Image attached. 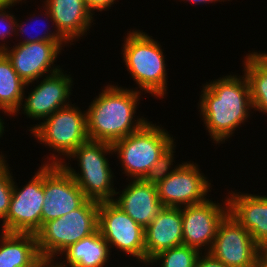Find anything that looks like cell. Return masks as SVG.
Listing matches in <instances>:
<instances>
[{"mask_svg": "<svg viewBox=\"0 0 267 267\" xmlns=\"http://www.w3.org/2000/svg\"><path fill=\"white\" fill-rule=\"evenodd\" d=\"M98 229L111 248L128 254L145 267V229L113 201L99 202Z\"/></svg>", "mask_w": 267, "mask_h": 267, "instance_id": "ba28073f", "label": "cell"}, {"mask_svg": "<svg viewBox=\"0 0 267 267\" xmlns=\"http://www.w3.org/2000/svg\"><path fill=\"white\" fill-rule=\"evenodd\" d=\"M43 6L52 16V27L68 43L67 46L69 43L70 46L74 45L72 42L86 36L87 31L96 24L93 22L94 14L84 0H44Z\"/></svg>", "mask_w": 267, "mask_h": 267, "instance_id": "2e32d148", "label": "cell"}, {"mask_svg": "<svg viewBox=\"0 0 267 267\" xmlns=\"http://www.w3.org/2000/svg\"><path fill=\"white\" fill-rule=\"evenodd\" d=\"M117 0H84L87 7L95 14L94 11L102 12L107 9H111L112 5L116 3Z\"/></svg>", "mask_w": 267, "mask_h": 267, "instance_id": "f546056e", "label": "cell"}, {"mask_svg": "<svg viewBox=\"0 0 267 267\" xmlns=\"http://www.w3.org/2000/svg\"><path fill=\"white\" fill-rule=\"evenodd\" d=\"M261 250L246 228L228 212L208 253L227 267H254Z\"/></svg>", "mask_w": 267, "mask_h": 267, "instance_id": "8fae6325", "label": "cell"}, {"mask_svg": "<svg viewBox=\"0 0 267 267\" xmlns=\"http://www.w3.org/2000/svg\"><path fill=\"white\" fill-rule=\"evenodd\" d=\"M211 185L198 164L186 161L156 186L164 207L181 208L206 201L207 193L212 190Z\"/></svg>", "mask_w": 267, "mask_h": 267, "instance_id": "30bf717a", "label": "cell"}, {"mask_svg": "<svg viewBox=\"0 0 267 267\" xmlns=\"http://www.w3.org/2000/svg\"><path fill=\"white\" fill-rule=\"evenodd\" d=\"M103 88L86 109L87 134L89 140L113 144L149 119L135 115L142 92L111 83Z\"/></svg>", "mask_w": 267, "mask_h": 267, "instance_id": "7a4b0ae2", "label": "cell"}, {"mask_svg": "<svg viewBox=\"0 0 267 267\" xmlns=\"http://www.w3.org/2000/svg\"><path fill=\"white\" fill-rule=\"evenodd\" d=\"M180 1H185V3L188 1V2H190V3H192V4H195V5H203V4H211V3H213L214 2V4H216L215 2H226V0H180ZM227 1H230V0H227Z\"/></svg>", "mask_w": 267, "mask_h": 267, "instance_id": "1f68e13d", "label": "cell"}, {"mask_svg": "<svg viewBox=\"0 0 267 267\" xmlns=\"http://www.w3.org/2000/svg\"><path fill=\"white\" fill-rule=\"evenodd\" d=\"M26 83L13 69L8 58L0 52V111L14 116L21 106Z\"/></svg>", "mask_w": 267, "mask_h": 267, "instance_id": "603a6c76", "label": "cell"}, {"mask_svg": "<svg viewBox=\"0 0 267 267\" xmlns=\"http://www.w3.org/2000/svg\"><path fill=\"white\" fill-rule=\"evenodd\" d=\"M17 5L12 3L10 5L0 7V52L5 50L8 45L5 43L7 38H11L12 35H16V21L17 17L10 12V8ZM9 9V11H8ZM3 42V43H2Z\"/></svg>", "mask_w": 267, "mask_h": 267, "instance_id": "83f0119b", "label": "cell"}, {"mask_svg": "<svg viewBox=\"0 0 267 267\" xmlns=\"http://www.w3.org/2000/svg\"><path fill=\"white\" fill-rule=\"evenodd\" d=\"M172 136V137H171ZM160 125L148 121L141 129L112 144L122 173L131 180L143 179L159 157L175 141Z\"/></svg>", "mask_w": 267, "mask_h": 267, "instance_id": "52a82bcc", "label": "cell"}, {"mask_svg": "<svg viewBox=\"0 0 267 267\" xmlns=\"http://www.w3.org/2000/svg\"><path fill=\"white\" fill-rule=\"evenodd\" d=\"M36 80L28 96L24 91L23 100L17 114L23 113L27 118L40 121L46 119L56 110L71 104L70 95L73 86L71 75L61 68L59 71ZM38 82V83H37ZM25 98V99H24ZM24 102V103H23Z\"/></svg>", "mask_w": 267, "mask_h": 267, "instance_id": "4fadbf2b", "label": "cell"}, {"mask_svg": "<svg viewBox=\"0 0 267 267\" xmlns=\"http://www.w3.org/2000/svg\"><path fill=\"white\" fill-rule=\"evenodd\" d=\"M6 154L0 152V221H3L9 212L13 193L12 169L5 158Z\"/></svg>", "mask_w": 267, "mask_h": 267, "instance_id": "4316f807", "label": "cell"}, {"mask_svg": "<svg viewBox=\"0 0 267 267\" xmlns=\"http://www.w3.org/2000/svg\"><path fill=\"white\" fill-rule=\"evenodd\" d=\"M262 250L267 254V245L263 247Z\"/></svg>", "mask_w": 267, "mask_h": 267, "instance_id": "8d00e7d4", "label": "cell"}, {"mask_svg": "<svg viewBox=\"0 0 267 267\" xmlns=\"http://www.w3.org/2000/svg\"><path fill=\"white\" fill-rule=\"evenodd\" d=\"M98 209L99 202L88 199L80 208L44 223L35 234L41 258L58 261L70 245L93 234L98 229Z\"/></svg>", "mask_w": 267, "mask_h": 267, "instance_id": "8992f818", "label": "cell"}, {"mask_svg": "<svg viewBox=\"0 0 267 267\" xmlns=\"http://www.w3.org/2000/svg\"><path fill=\"white\" fill-rule=\"evenodd\" d=\"M224 200L216 203L208 198L203 203L182 207L183 245L204 253L211 249L218 226L229 212L227 196Z\"/></svg>", "mask_w": 267, "mask_h": 267, "instance_id": "9a60e30c", "label": "cell"}, {"mask_svg": "<svg viewBox=\"0 0 267 267\" xmlns=\"http://www.w3.org/2000/svg\"><path fill=\"white\" fill-rule=\"evenodd\" d=\"M230 194V195H229ZM229 213L261 247L267 245V195L229 191Z\"/></svg>", "mask_w": 267, "mask_h": 267, "instance_id": "ac0fdd59", "label": "cell"}, {"mask_svg": "<svg viewBox=\"0 0 267 267\" xmlns=\"http://www.w3.org/2000/svg\"><path fill=\"white\" fill-rule=\"evenodd\" d=\"M67 42H33L15 43L7 47L2 53L8 58L13 69L28 87L34 81L55 73L61 69L55 66L59 54Z\"/></svg>", "mask_w": 267, "mask_h": 267, "instance_id": "7c38bea8", "label": "cell"}, {"mask_svg": "<svg viewBox=\"0 0 267 267\" xmlns=\"http://www.w3.org/2000/svg\"><path fill=\"white\" fill-rule=\"evenodd\" d=\"M1 231L0 267H37L44 261L35 234Z\"/></svg>", "mask_w": 267, "mask_h": 267, "instance_id": "ffe728a7", "label": "cell"}, {"mask_svg": "<svg viewBox=\"0 0 267 267\" xmlns=\"http://www.w3.org/2000/svg\"><path fill=\"white\" fill-rule=\"evenodd\" d=\"M113 154L112 144L88 140L66 158L77 161L80 167L78 172L66 160L60 165L72 176L88 199L98 202L113 201L117 191L113 184L115 175L108 163L109 158L106 157Z\"/></svg>", "mask_w": 267, "mask_h": 267, "instance_id": "277c9868", "label": "cell"}, {"mask_svg": "<svg viewBox=\"0 0 267 267\" xmlns=\"http://www.w3.org/2000/svg\"><path fill=\"white\" fill-rule=\"evenodd\" d=\"M222 76L202 84L198 102V112L205 129L214 141L212 143L218 145L225 143V140L228 141L236 128L242 127L241 124L245 125L244 122H248L253 110L246 75L230 73Z\"/></svg>", "mask_w": 267, "mask_h": 267, "instance_id": "6da1fadb", "label": "cell"}, {"mask_svg": "<svg viewBox=\"0 0 267 267\" xmlns=\"http://www.w3.org/2000/svg\"><path fill=\"white\" fill-rule=\"evenodd\" d=\"M254 267H267V254L263 250L258 253Z\"/></svg>", "mask_w": 267, "mask_h": 267, "instance_id": "4dcf8cb0", "label": "cell"}, {"mask_svg": "<svg viewBox=\"0 0 267 267\" xmlns=\"http://www.w3.org/2000/svg\"><path fill=\"white\" fill-rule=\"evenodd\" d=\"M37 267H58L56 261H43Z\"/></svg>", "mask_w": 267, "mask_h": 267, "instance_id": "d6a6232c", "label": "cell"}, {"mask_svg": "<svg viewBox=\"0 0 267 267\" xmlns=\"http://www.w3.org/2000/svg\"><path fill=\"white\" fill-rule=\"evenodd\" d=\"M126 179L129 183L123 191H116L113 202L145 229L164 207L157 186L142 179Z\"/></svg>", "mask_w": 267, "mask_h": 267, "instance_id": "e0dca14e", "label": "cell"}, {"mask_svg": "<svg viewBox=\"0 0 267 267\" xmlns=\"http://www.w3.org/2000/svg\"><path fill=\"white\" fill-rule=\"evenodd\" d=\"M175 143L176 142H174L164 153H162V155L155 162V164L149 169L147 174L142 179L145 183L157 185L160 181H163L180 165H173V162L175 161L174 153L176 152Z\"/></svg>", "mask_w": 267, "mask_h": 267, "instance_id": "484cf974", "label": "cell"}, {"mask_svg": "<svg viewBox=\"0 0 267 267\" xmlns=\"http://www.w3.org/2000/svg\"><path fill=\"white\" fill-rule=\"evenodd\" d=\"M181 245L182 207H163L145 228V263L159 252Z\"/></svg>", "mask_w": 267, "mask_h": 267, "instance_id": "d6986e66", "label": "cell"}, {"mask_svg": "<svg viewBox=\"0 0 267 267\" xmlns=\"http://www.w3.org/2000/svg\"><path fill=\"white\" fill-rule=\"evenodd\" d=\"M200 254L194 247L181 245L159 252L148 261V266L156 263L159 267H195Z\"/></svg>", "mask_w": 267, "mask_h": 267, "instance_id": "cb8c5ba5", "label": "cell"}, {"mask_svg": "<svg viewBox=\"0 0 267 267\" xmlns=\"http://www.w3.org/2000/svg\"><path fill=\"white\" fill-rule=\"evenodd\" d=\"M2 118V119H1ZM3 117L0 116V138L3 137V133H5L4 131H6L4 128H6L4 125V121H3Z\"/></svg>", "mask_w": 267, "mask_h": 267, "instance_id": "836d02e7", "label": "cell"}, {"mask_svg": "<svg viewBox=\"0 0 267 267\" xmlns=\"http://www.w3.org/2000/svg\"><path fill=\"white\" fill-rule=\"evenodd\" d=\"M43 11L44 12H41L40 14L41 15H39V13H38V17L39 16H42L43 15V17L44 16H46V18L44 17V19L46 20V21H48L49 22V20L51 21V22H53V19H52V16H51V14H50V12H49V10L44 6L43 7ZM42 13H45V14H42ZM30 16H32V17H28L29 18V20L30 19H34L35 20V18H36V20H35V23L37 22V21H40V20H37V18L38 17H36V15H35V13H33V15L32 14H30ZM34 16V17H33ZM48 18H49V20H48ZM19 21L17 20L16 21V35L15 36H19L18 34L20 33H22V35H24V33H25V36H26V34L28 33L27 31H28V24H29V26H30V24L31 23H28L27 24V22H22V20L18 23ZM43 22V21H42ZM33 23V22H32ZM46 24V23H45ZM36 25V24H35ZM25 26H27V27H25ZM45 26V25H44ZM43 26V27H44ZM38 28H40V26H37ZM26 28H27V31H26ZM45 28V30L44 29H42L43 31H39L38 33H36L35 35L33 34V36H32V34L30 35V37L28 38H24L23 40H21V39H19L18 41V43H33V42H66L60 35H59V33L56 31V29L54 28H52V29H50L49 28V25L48 26H46V27H44ZM37 29V28H36ZM48 29V30H47ZM27 32V33H26ZM35 32H37V31H35ZM43 32V33H42Z\"/></svg>", "mask_w": 267, "mask_h": 267, "instance_id": "d4e9b609", "label": "cell"}, {"mask_svg": "<svg viewBox=\"0 0 267 267\" xmlns=\"http://www.w3.org/2000/svg\"><path fill=\"white\" fill-rule=\"evenodd\" d=\"M242 66L249 85L253 111L267 115V52L248 51Z\"/></svg>", "mask_w": 267, "mask_h": 267, "instance_id": "7402d4cb", "label": "cell"}, {"mask_svg": "<svg viewBox=\"0 0 267 267\" xmlns=\"http://www.w3.org/2000/svg\"><path fill=\"white\" fill-rule=\"evenodd\" d=\"M74 105L71 103L62 107L39 124L29 127L30 135L55 153H50L43 164H61L75 149L89 140L86 110L82 111Z\"/></svg>", "mask_w": 267, "mask_h": 267, "instance_id": "5b68a950", "label": "cell"}, {"mask_svg": "<svg viewBox=\"0 0 267 267\" xmlns=\"http://www.w3.org/2000/svg\"><path fill=\"white\" fill-rule=\"evenodd\" d=\"M44 203V164L21 189L13 178V193L7 217L1 230L12 233L36 234L42 227Z\"/></svg>", "mask_w": 267, "mask_h": 267, "instance_id": "9c48e42d", "label": "cell"}, {"mask_svg": "<svg viewBox=\"0 0 267 267\" xmlns=\"http://www.w3.org/2000/svg\"><path fill=\"white\" fill-rule=\"evenodd\" d=\"M195 267H227L221 261L213 258L208 252L202 253L198 256Z\"/></svg>", "mask_w": 267, "mask_h": 267, "instance_id": "f1b7e54d", "label": "cell"}, {"mask_svg": "<svg viewBox=\"0 0 267 267\" xmlns=\"http://www.w3.org/2000/svg\"><path fill=\"white\" fill-rule=\"evenodd\" d=\"M124 38L121 50L122 60L126 65L125 69L129 71L130 77L138 86L134 89L162 100L168 94V76L166 55L163 54L164 50L160 42L146 32L135 28L128 31Z\"/></svg>", "mask_w": 267, "mask_h": 267, "instance_id": "3957f363", "label": "cell"}, {"mask_svg": "<svg viewBox=\"0 0 267 267\" xmlns=\"http://www.w3.org/2000/svg\"><path fill=\"white\" fill-rule=\"evenodd\" d=\"M10 1H11L12 3H18V4L21 3V5H22V1H23V0H10ZM25 1H26V0H24L23 3H24Z\"/></svg>", "mask_w": 267, "mask_h": 267, "instance_id": "d590c367", "label": "cell"}, {"mask_svg": "<svg viewBox=\"0 0 267 267\" xmlns=\"http://www.w3.org/2000/svg\"><path fill=\"white\" fill-rule=\"evenodd\" d=\"M111 252L108 243L97 229L64 250L60 256L64 254L65 260L56 264L58 267H104L109 262V257L111 258Z\"/></svg>", "mask_w": 267, "mask_h": 267, "instance_id": "44dd1931", "label": "cell"}, {"mask_svg": "<svg viewBox=\"0 0 267 267\" xmlns=\"http://www.w3.org/2000/svg\"><path fill=\"white\" fill-rule=\"evenodd\" d=\"M10 4H12L10 0H0V7H4Z\"/></svg>", "mask_w": 267, "mask_h": 267, "instance_id": "e575fe53", "label": "cell"}, {"mask_svg": "<svg viewBox=\"0 0 267 267\" xmlns=\"http://www.w3.org/2000/svg\"><path fill=\"white\" fill-rule=\"evenodd\" d=\"M88 198L60 164H44L42 225L80 208Z\"/></svg>", "mask_w": 267, "mask_h": 267, "instance_id": "5bb4252c", "label": "cell"}]
</instances>
